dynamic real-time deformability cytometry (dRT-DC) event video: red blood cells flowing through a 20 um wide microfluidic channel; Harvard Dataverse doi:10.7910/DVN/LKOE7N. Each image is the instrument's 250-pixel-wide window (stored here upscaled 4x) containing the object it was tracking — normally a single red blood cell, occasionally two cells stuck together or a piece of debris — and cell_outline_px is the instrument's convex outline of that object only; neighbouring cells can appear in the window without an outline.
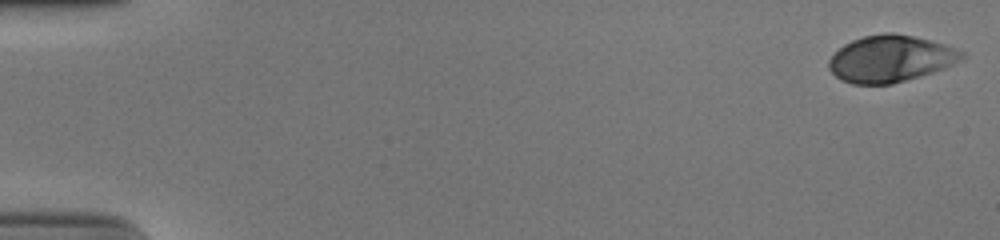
{"species": "human", "species_latin": "Homo sapiens", "temperature_condition": "cold", "stored_images_in_passage": 53, "camera_frame_rate_fps": 3000, "um_per_image_px": 0.085, "donor": {"sex": "male"}, "frame": {"image": 1, "passage_image": 1, "time_ms": 0.0, "image_size_px": [1000, 240], "cell_outline_px": [[968, 56], [964, 60], [944, 68], [932, 72], [892, 84], [852, 84], [836, 76], [828, 68], [828, 60], [844, 44], [852, 40], [864, 36], [884, 32], [892, 32], [912, 36], [944, 44], [956, 48], [964, 52]], "centroid_in_image_um": [75.72, 4.98], "position_along_channel_um": 9.3, "area_um2": 36.13}}
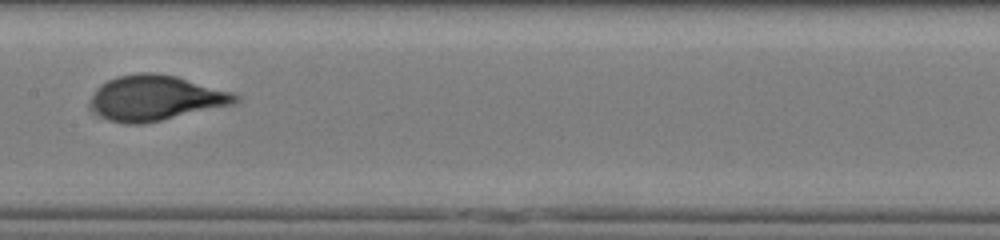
{"frame": {"image": 2, "passage_image": 28, "time_ms": 9.0, "image_size_px": [1000, 240], "cell_outline_px": [[240, 100], [236, 104], [160, 120], [140, 124], [124, 124], [108, 120], [92, 104], [92, 96], [96, 88], [100, 84], [116, 76], [140, 72], [152, 72], [176, 76], [232, 92], [240, 96]], "centroid_in_image_um": [13.28, 8.31], "position_along_channel_um": 194.1, "area_um2": 37.74}}
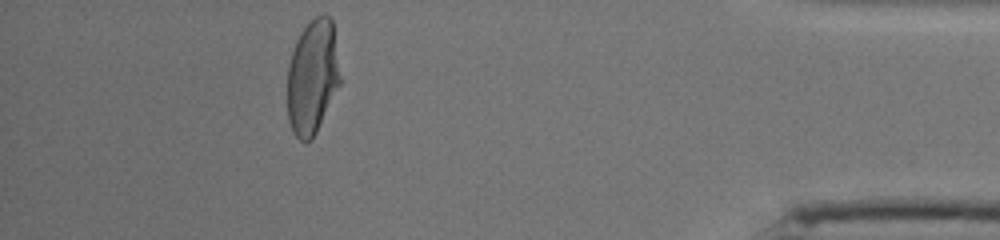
{"frame": {"image": 3, "passage_image": 48, "time_ms": 15.667, "image_size_px": [1000, 240], "cell_outline_px": [[344, 80], [312, 140], [300, 140], [292, 132], [288, 120], [288, 64], [296, 40], [300, 32], [316, 16], [324, 12], [332, 20]], "centroid_in_image_um": [26.62, 6.53], "position_along_channel_um": 408.6, "area_um2": 36.18}, "authors_computed_cell_mechanics": {"area_um2": 36.4718, "velocity_mm_per_s": 3.9047, "shape_relaxation_time_tau1_ms": 5.0942, "shape_relaxation_time_tau2_ms": null, "deformation_change_tau1": 0.2254, "deformation_change_tau2": null}}